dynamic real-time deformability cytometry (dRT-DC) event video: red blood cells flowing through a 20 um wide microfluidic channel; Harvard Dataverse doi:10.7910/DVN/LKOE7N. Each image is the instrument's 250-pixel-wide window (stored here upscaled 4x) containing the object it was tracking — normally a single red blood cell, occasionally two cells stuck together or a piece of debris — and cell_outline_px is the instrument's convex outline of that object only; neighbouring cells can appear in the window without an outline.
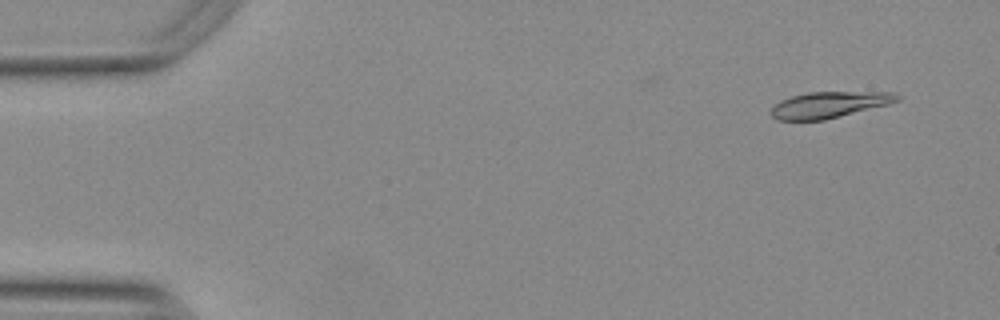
{"species": "Egyptian fruit bat (a non-hibernating species)", "species_latin": "Rousettus aegyptiacus", "temperature_condition": "warm", "stored_images_in_passage": 55, "segment_of_instrument_passage": [1, 2], "camera_frame_rate_fps": 3000, "um_per_image_px": 0.085, "animal": {"sex": "female"}, "frame": {"image": 1, "passage_image": 4, "time_ms": 1.0, "image_size_px": [1000, 320], "cell_outline_px": [[900, 100], [888, 104], [824, 120], [776, 120], [768, 112], [780, 100], [792, 96], [808, 92], [896, 92], [900, 96]], "centroid_in_image_um": [70.46, 8.9], "position_along_channel_um": 14.5, "area_um2": 19.19}}
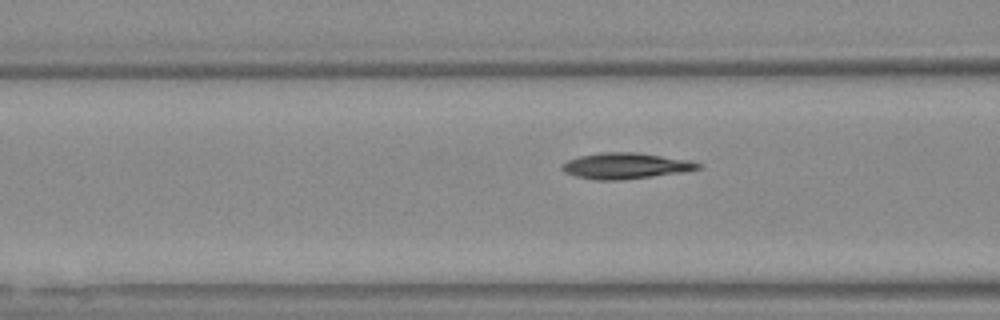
{"frame": {"image": 2, "passage_image": 21, "time_ms": 6.667, "image_size_px": [1000, 320], "cell_outline_px": [[704, 168], [684, 172], [624, 180], [596, 180], [576, 176], [564, 172], [560, 168], [560, 164], [568, 160], [580, 156], [600, 152], [636, 152], [692, 160], [704, 164]], "centroid_in_image_um": [53.23, 14.09], "position_along_channel_um": 113.4, "area_um2": 20.98}}
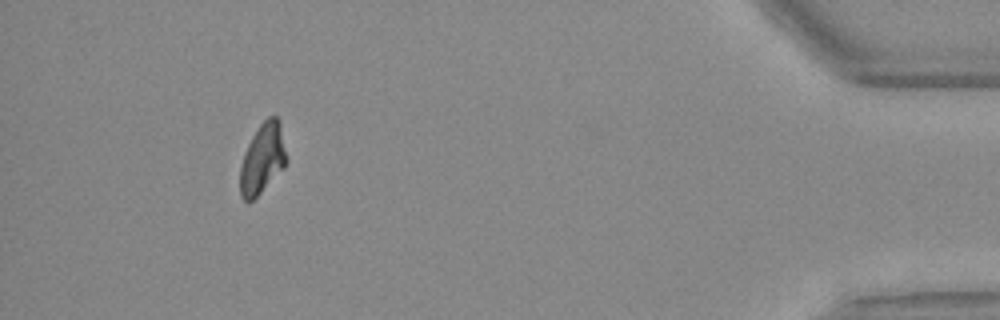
{"frame": {"image": 3, "passage_image": 50, "time_ms": 16.333, "image_size_px": [1000, 320], "cell_outline_px": [[288, 160], [284, 168], [248, 204], [240, 196], [240, 168], [244, 152], [252, 136], [260, 124], [268, 116], [276, 116], [280, 120], [288, 156]], "centroid_in_image_um": [22.33, 13.46], "position_along_channel_um": 412.9, "area_um2": 19.19}}